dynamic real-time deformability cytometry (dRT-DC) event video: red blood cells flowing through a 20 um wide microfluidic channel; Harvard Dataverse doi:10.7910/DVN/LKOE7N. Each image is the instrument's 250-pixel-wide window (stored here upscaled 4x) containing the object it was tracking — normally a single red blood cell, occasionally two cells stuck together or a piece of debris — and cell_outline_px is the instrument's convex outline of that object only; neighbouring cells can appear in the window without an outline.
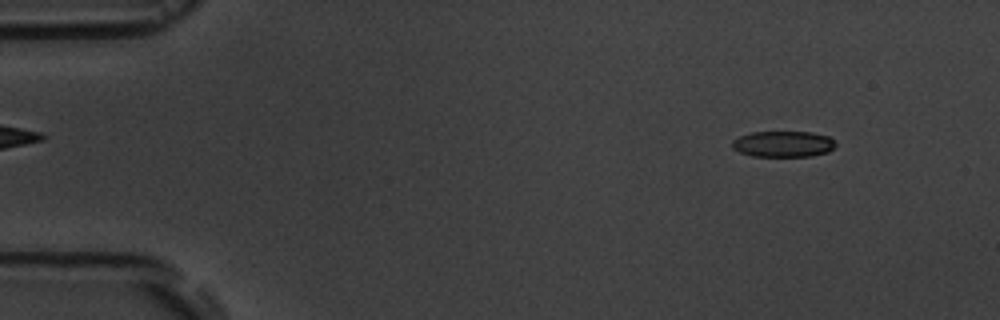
{"species": "common noctule bat (a hibernating species)", "species_latin": "Nyctalus noctula", "temperature_condition": "room temperature", "stored_images_in_passage": 5, "camera_frame_rate_fps": 3000, "um_per_image_px": 0.085, "animal": {"sex": "male", "body_mass_g": 19.5, "forearm_length_mm": 54.6}, "frame": {"image": 1, "passage_image": 2, "time_ms": 1.0, "image_size_px": [1000, 320], "cell_outline_px": [[836, 144], [828, 152], [812, 156], [752, 156], [740, 152], [732, 148], [732, 140], [740, 136], [752, 132], [812, 132], [828, 136]], "centroid_in_image_um": [66.56, 12.24], "position_along_channel_um": 18.4, "area_um2": 15.61}}
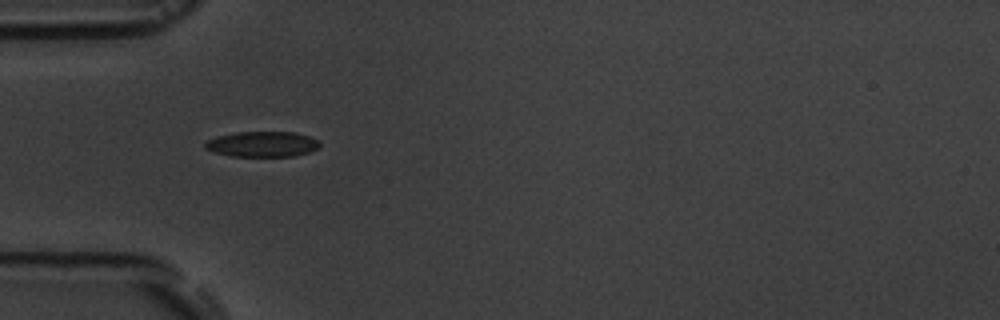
{"frame": {"image": 2, "passage_image": 5, "time_ms": 4.667, "image_size_px": [1000, 320], "cell_outline_px": [[320, 148], [308, 152], [292, 156], [232, 156], [216, 152], [204, 148], [204, 144], [208, 140], [216, 136], [236, 132], [296, 132], [308, 136], [316, 140], [320, 144]], "centroid_in_image_um": [22.29, 12.24], "position_along_channel_um": 62.7, "area_um2": 16.88}}